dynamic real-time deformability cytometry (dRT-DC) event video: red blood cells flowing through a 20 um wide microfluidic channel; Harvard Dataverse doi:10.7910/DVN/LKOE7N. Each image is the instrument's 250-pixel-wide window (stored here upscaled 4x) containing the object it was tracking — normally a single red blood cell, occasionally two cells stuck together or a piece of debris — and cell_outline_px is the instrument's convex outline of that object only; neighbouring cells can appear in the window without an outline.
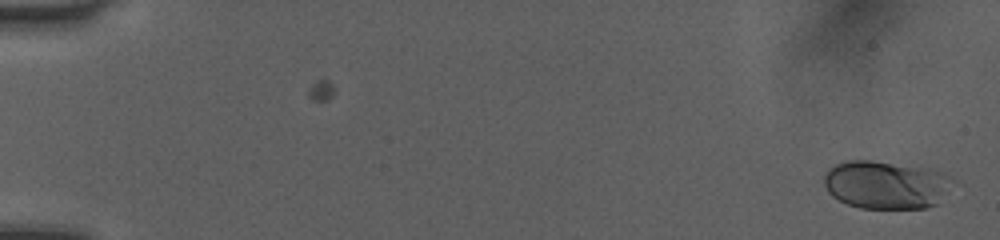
{"species": "human", "species_latin": "Homo sapiens", "temperature_condition": "room temperature", "stored_images_in_passage": 51, "camera_frame_rate_fps": 3000, "um_per_image_px": 0.085, "donor": {"sex": "female"}, "frame": {"image": 1, "passage_image": 1, "time_ms": 0.0, "image_size_px": [1000, 240], "cell_outline_px": [[948, 180], [936, 204], [924, 208], [860, 208], [848, 204], [832, 196], [828, 192], [824, 184], [824, 176], [828, 168], [844, 160], [872, 160], [928, 168], [944, 172], [948, 176]], "centroid_in_image_um": [75.18, 15.68], "position_along_channel_um": 9.8, "area_um2": 35.37}}
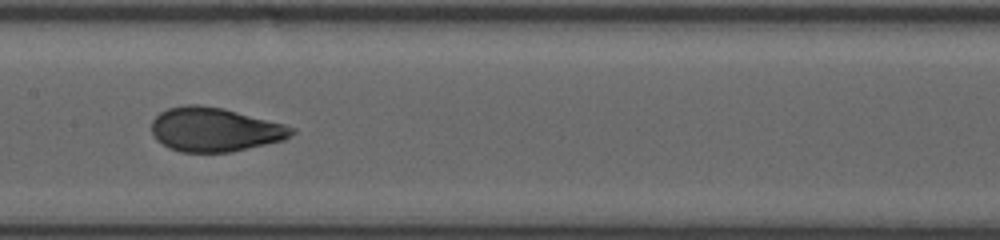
{"frame": {"image": 2, "passage_image": 27, "time_ms": 8.667, "image_size_px": [1000, 240], "cell_outline_px": [[296, 132], [284, 140], [232, 152], [180, 152], [168, 148], [156, 140], [152, 136], [152, 120], [160, 112], [168, 108], [188, 104], [200, 104], [224, 108], [284, 124], [296, 128]], "centroid_in_image_um": [18.25, 11.01], "position_along_channel_um": 189.2, "area_um2": 36.24}}
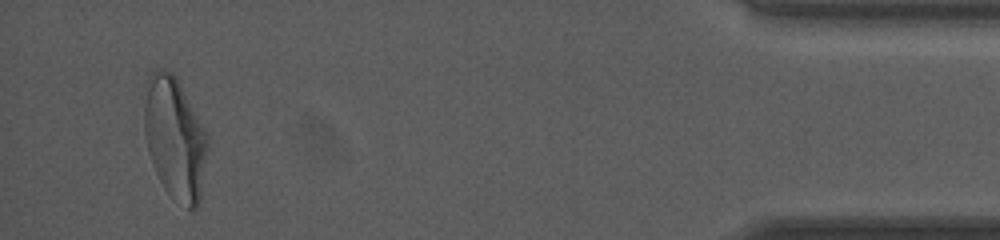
{"frame": {"image": 3, "passage_image": 49, "time_ms": 16.0, "image_size_px": [1000, 240], "cell_outline_px": [[208, 148], [200, 200], [196, 208], [188, 208], [168, 192], [164, 188], [156, 172], [148, 152], [144, 132], [144, 104], [148, 76], [156, 68], [160, 68], [172, 72], [176, 76], [208, 132]], "centroid_in_image_um": [14.88, 11.7], "position_along_channel_um": 420.3, "area_um2": 45.26}, "authors_computed_cell_mechanics": {"area_um2": 35.6048, "velocity_mm_per_s": 4.064, "shape_relaxation_time_tau1_ms": 4.0044, "shape_relaxation_time_tau2_ms": 0.6172, "deformation_change_tau1": 0.168, "deformation_change_tau2": 0.0617}}